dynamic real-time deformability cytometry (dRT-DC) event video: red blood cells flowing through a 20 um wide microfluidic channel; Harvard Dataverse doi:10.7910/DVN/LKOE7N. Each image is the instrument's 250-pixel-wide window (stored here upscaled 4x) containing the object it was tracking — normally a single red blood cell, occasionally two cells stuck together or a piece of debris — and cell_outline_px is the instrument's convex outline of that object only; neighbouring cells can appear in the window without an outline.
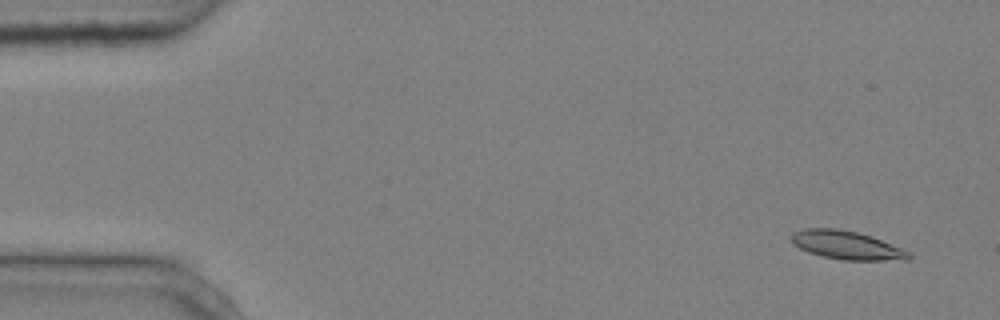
{"species": "common noctule bat (a hibernating species)", "species_latin": "Nyctalus noctula", "temperature_condition": "cold", "stored_images_in_passage": 8, "camera_frame_rate_fps": 3000, "um_per_image_px": 0.085, "animal": {"sex": "male", "body_mass_g": 20.4}, "frame": {"image": 1, "passage_image": 1, "time_ms": 0.0, "image_size_px": [1000, 320], "cell_outline_px": [[912, 256], [908, 260], [844, 260], [824, 256], [808, 252], [792, 244], [792, 232], [808, 228], [836, 228], [856, 232], [872, 236], [912, 252]], "centroid_in_image_um": [72.01, 20.84], "position_along_channel_um": 13.0, "area_um2": 19.48}}
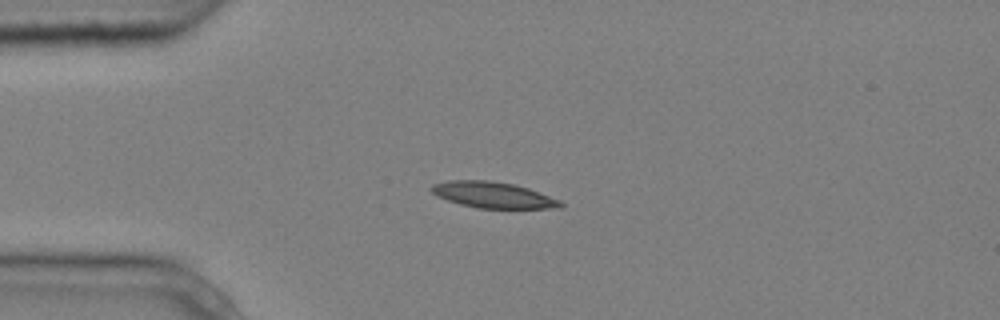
{"frame": {"image": 2, "passage_image": 4, "time_ms": 1.0, "image_size_px": [1000, 320], "cell_outline_px": [[564, 204], [560, 208], [476, 208], [460, 204], [436, 196], [428, 188], [432, 184], [448, 180], [488, 180], [516, 184], [528, 188], [560, 200]], "centroid_in_image_um": [41.88, 16.56], "position_along_channel_um": 43.1, "area_um2": 19.71}}
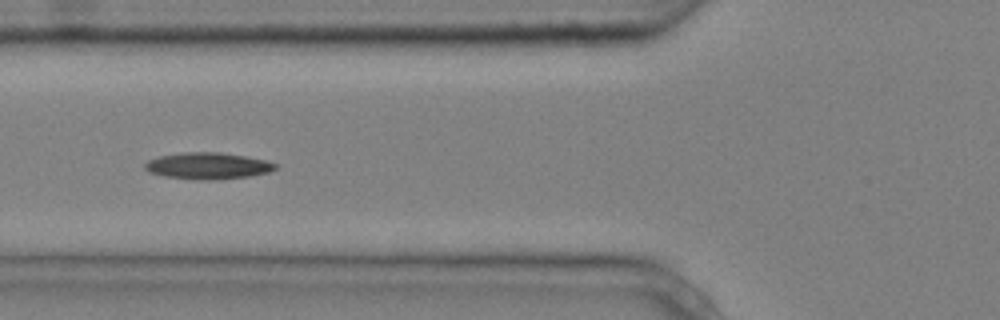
{"frame": {"image": 3, "passage_image": 6, "time_ms": 1.667, "image_size_px": [1000, 320], "cell_outline_px": [[280, 164], [276, 168], [268, 172], [248, 176], [216, 180], [196, 180], [164, 176], [148, 172], [144, 168], [144, 164], [148, 160], [160, 156], [180, 152], [220, 152], [268, 160]], "centroid_in_image_um": [17.67, 14.09], "position_along_channel_um": 108.1, "area_um2": 20.4}}